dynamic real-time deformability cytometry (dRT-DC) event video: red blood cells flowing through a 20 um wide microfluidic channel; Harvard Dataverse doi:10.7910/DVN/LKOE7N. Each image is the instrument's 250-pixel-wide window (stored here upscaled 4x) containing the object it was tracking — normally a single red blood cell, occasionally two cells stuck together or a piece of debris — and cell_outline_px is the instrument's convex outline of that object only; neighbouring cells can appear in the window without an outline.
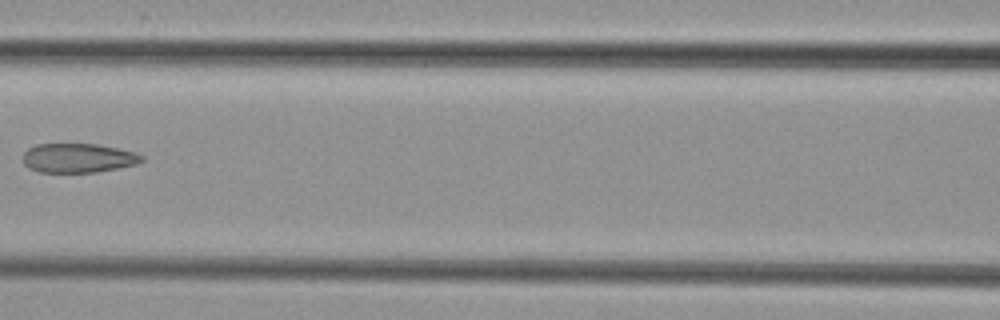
{"species": "common noctule bat (a hibernating species)", "species_latin": "Nyctalus noctula", "temperature_condition": "cold", "stored_images_in_passage": 8, "camera_frame_rate_fps": 3000, "um_per_image_px": 0.085, "animal": {"sex": "female", "body_mass_g": 29.2, "forearm_length_mm": 56.3}, "frame": {"image": 1, "passage_image": 6, "time_ms": 7.0, "image_size_px": [1000, 320], "cell_outline_px": [[144, 160], [136, 164], [96, 172], [40, 172], [28, 168], [24, 164], [24, 152], [28, 148], [36, 144], [96, 144], [120, 148], [136, 152], [144, 156]], "centroid_in_image_um": [6.66, 13.42], "position_along_channel_um": 159.9, "area_um2": 20.29}}
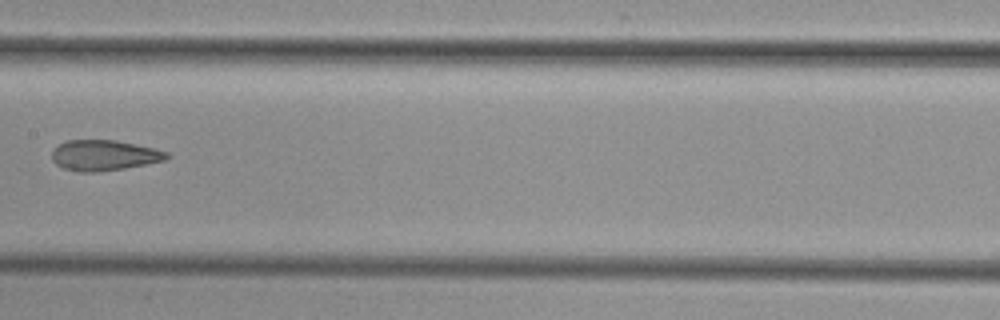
{"frame": {"image": 2, "passage_image": 7, "time_ms": 8.0, "image_size_px": [1000, 320], "cell_outline_px": [[172, 156], [164, 160], [124, 168], [96, 172], [80, 172], [64, 168], [56, 164], [52, 160], [52, 152], [60, 144], [68, 140], [116, 140], [156, 148], [168, 152]], "centroid_in_image_um": [8.88, 13.19], "position_along_channel_um": 198.5, "area_um2": 20.35}}
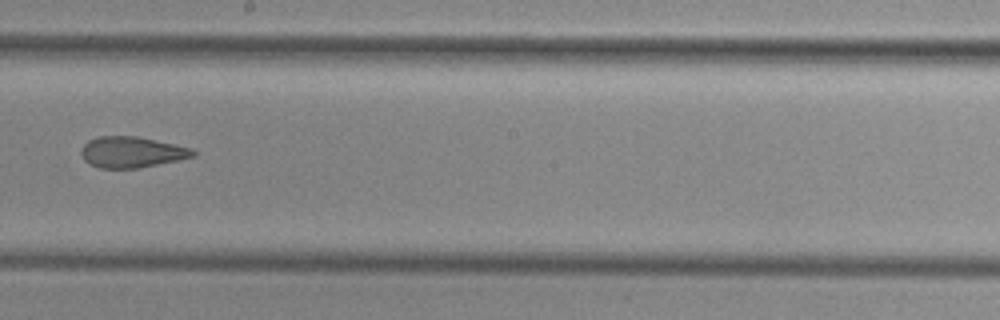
{"frame": {"image": 3, "passage_image": 8, "time_ms": 9.0, "image_size_px": [1000, 320], "cell_outline_px": [[196, 156], [140, 168], [100, 168], [88, 164], [84, 160], [80, 152], [80, 148], [88, 140], [100, 136], [136, 136], [192, 148], [196, 152]], "centroid_in_image_um": [11.17, 12.93], "position_along_channel_um": 237.0, "area_um2": 20.23}}